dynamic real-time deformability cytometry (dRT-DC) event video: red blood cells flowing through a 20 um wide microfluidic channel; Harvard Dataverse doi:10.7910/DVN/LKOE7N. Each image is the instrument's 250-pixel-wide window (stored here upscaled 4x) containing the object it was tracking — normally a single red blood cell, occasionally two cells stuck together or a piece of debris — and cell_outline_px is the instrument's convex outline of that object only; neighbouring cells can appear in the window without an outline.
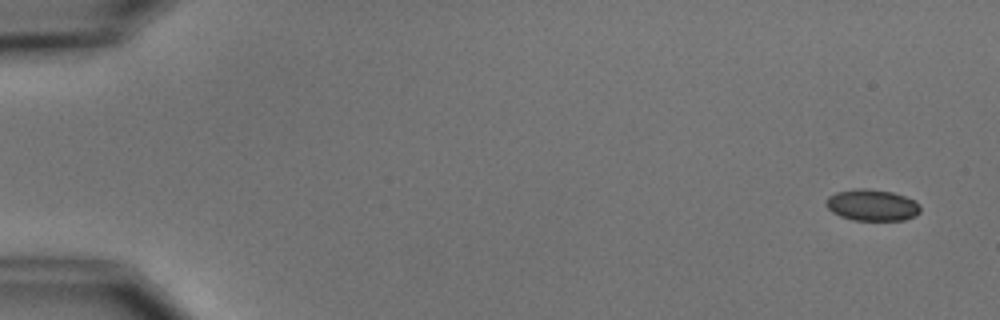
{"species": "common noctule bat (a hibernating species)", "species_latin": "Nyctalus noctula", "temperature_condition": "cold", "stored_images_in_passage": 7, "camera_frame_rate_fps": 3000, "um_per_image_px": 0.085, "animal": {"sex": "male", "body_mass_g": 15.6}, "frame": {"image": 1, "passage_image": 1, "time_ms": 0.0, "image_size_px": [1000, 320], "cell_outline_px": [[920, 212], [916, 216], [904, 220], [852, 220], [840, 216], [832, 212], [824, 204], [824, 200], [828, 196], [836, 192], [856, 188], [864, 188], [892, 192], [916, 200], [920, 204]], "centroid_in_image_um": [74.12, 17.43], "position_along_channel_um": 10.9, "area_um2": 17.51}}
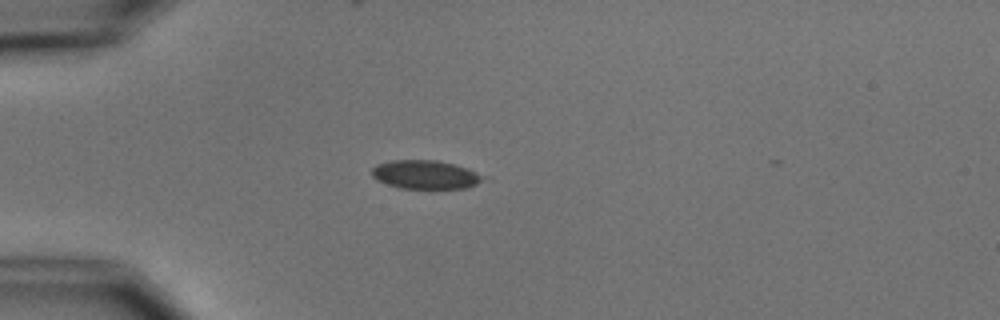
{"frame": {"image": 2, "passage_image": 4, "time_ms": 4.333, "image_size_px": [1000, 320], "cell_outline_px": [[492, 180], [468, 188], [400, 188], [376, 180], [372, 176], [372, 168], [376, 164], [392, 160], [436, 160], [468, 168], [488, 176]], "centroid_in_image_um": [36.28, 14.85], "position_along_channel_um": 48.7, "area_um2": 19.02}}
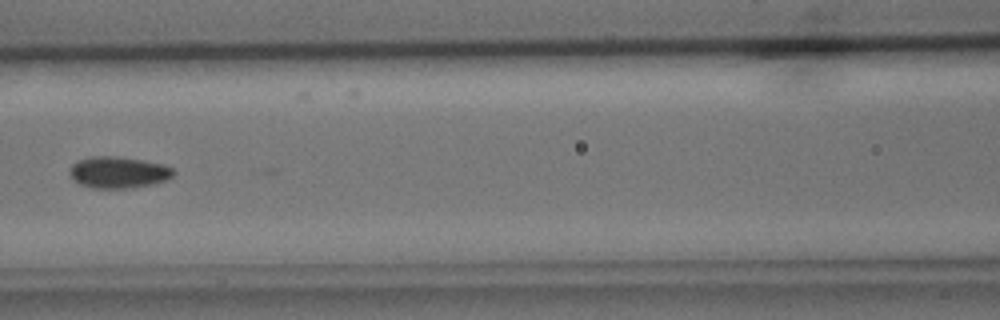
{"frame": {"image": 3, "passage_image": 7, "time_ms": 7.667, "image_size_px": [1000, 320], "cell_outline_px": [[176, 172], [172, 176], [156, 184], [124, 188], [92, 188], [80, 184], [72, 180], [68, 172], [72, 164], [76, 160], [92, 156], [116, 156], [144, 160], [164, 164], [172, 168]], "centroid_in_image_um": [10.03, 14.64], "position_along_channel_um": 156.6, "area_um2": 19.31}}